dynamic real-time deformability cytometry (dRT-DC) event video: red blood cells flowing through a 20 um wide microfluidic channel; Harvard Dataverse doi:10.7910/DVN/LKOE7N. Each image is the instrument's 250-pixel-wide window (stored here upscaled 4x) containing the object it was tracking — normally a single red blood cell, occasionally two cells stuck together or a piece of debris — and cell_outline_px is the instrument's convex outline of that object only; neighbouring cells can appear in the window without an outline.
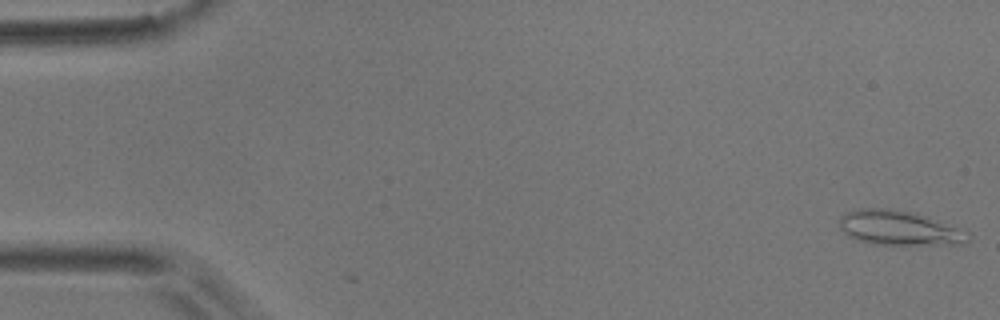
{"species": "common noctule bat (a hibernating species)", "species_latin": "Nyctalus noctula", "temperature_condition": "room temperature", "stored_images_in_passage": 2, "camera_frame_rate_fps": 3000, "um_per_image_px": 0.085, "animal": {"sex": "male", "body_mass_g": 17.9}, "frame": {"image": 1, "passage_image": 1, "time_ms": 0.0, "image_size_px": [1000, 320], "cell_outline_px": [[972, 232], [968, 240], [928, 244], [872, 244], [848, 236], [840, 228], [836, 220], [840, 216], [848, 212], [864, 208], [892, 208], [928, 216], [940, 220]], "centroid_in_image_um": [76.37, 19.34], "position_along_channel_um": 8.6, "area_um2": 25.66}}